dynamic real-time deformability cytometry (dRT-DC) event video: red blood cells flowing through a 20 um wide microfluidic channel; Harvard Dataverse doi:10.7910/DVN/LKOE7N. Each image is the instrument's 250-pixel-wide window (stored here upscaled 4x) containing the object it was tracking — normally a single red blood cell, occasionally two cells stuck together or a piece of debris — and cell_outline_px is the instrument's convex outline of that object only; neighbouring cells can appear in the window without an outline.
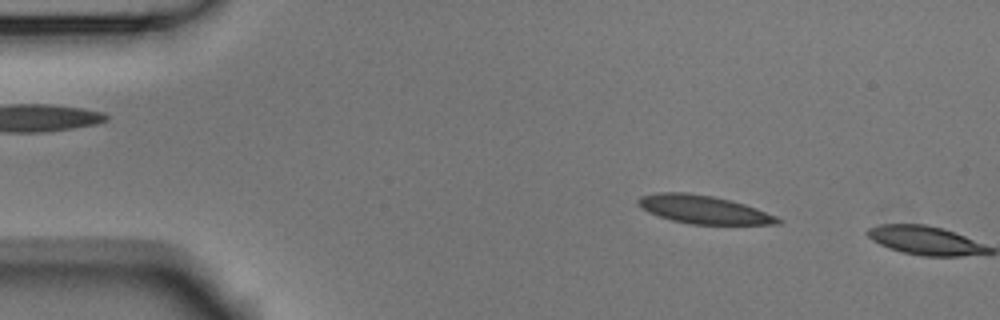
{"species": "Egyptian fruit bat (a non-hibernating species)", "species_latin": "Rousettus aegyptiacus", "temperature_condition": "room temperature", "stored_images_in_passage": 8, "camera_frame_rate_fps": 3000, "um_per_image_px": 0.085, "animal": {"sex": "male"}, "frame": {"image": 1, "passage_image": 7, "time_ms": 2.0, "image_size_px": [1000, 320], "cell_outline_px": [[784, 220], [780, 224], [688, 224], [672, 220], [648, 212], [640, 208], [636, 204], [636, 200], [640, 196], [656, 192], [688, 192], [712, 196], [744, 204], [756, 208], [776, 216]], "centroid_in_image_um": [59.76, 17.8], "position_along_channel_um": 25.2, "area_um2": 23.0}}